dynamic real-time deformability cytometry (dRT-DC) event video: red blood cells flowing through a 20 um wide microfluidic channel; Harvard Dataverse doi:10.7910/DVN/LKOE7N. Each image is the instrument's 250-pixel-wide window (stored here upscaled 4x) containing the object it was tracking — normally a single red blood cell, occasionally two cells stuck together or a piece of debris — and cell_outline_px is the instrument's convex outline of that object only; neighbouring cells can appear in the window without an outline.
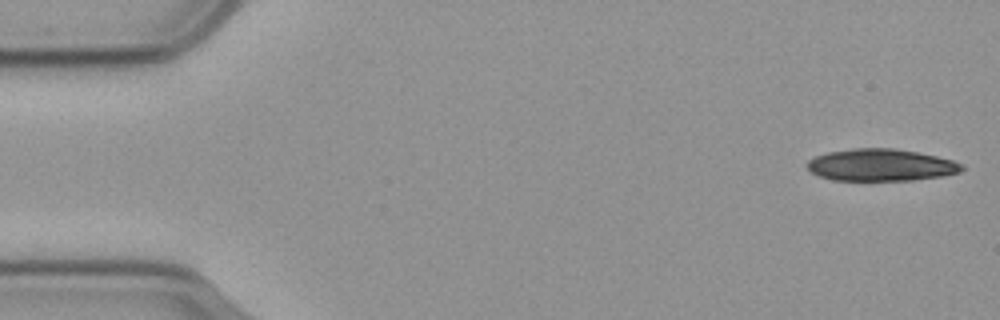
{"species": "common noctule bat (a hibernating species)", "species_latin": "Nyctalus noctula", "temperature_condition": "cold", "stored_images_in_passage": 18, "camera_frame_rate_fps": 3000, "um_per_image_px": 0.085, "animal": {"sex": "male", "body_mass_g": 23.1, "forearm_length_mm": 52.7}, "frame": {"image": 1, "passage_image": 1, "time_ms": 0.0, "image_size_px": [1000, 320], "cell_outline_px": [[964, 168], [960, 172], [944, 176], [912, 180], [832, 180], [820, 176], [812, 172], [804, 164], [808, 160], [816, 156], [828, 152], [852, 148], [896, 148], [936, 156], [952, 160], [964, 164]], "centroid_in_image_um": [74.88, 14.02], "position_along_channel_um": 10.1, "area_um2": 28.96}}